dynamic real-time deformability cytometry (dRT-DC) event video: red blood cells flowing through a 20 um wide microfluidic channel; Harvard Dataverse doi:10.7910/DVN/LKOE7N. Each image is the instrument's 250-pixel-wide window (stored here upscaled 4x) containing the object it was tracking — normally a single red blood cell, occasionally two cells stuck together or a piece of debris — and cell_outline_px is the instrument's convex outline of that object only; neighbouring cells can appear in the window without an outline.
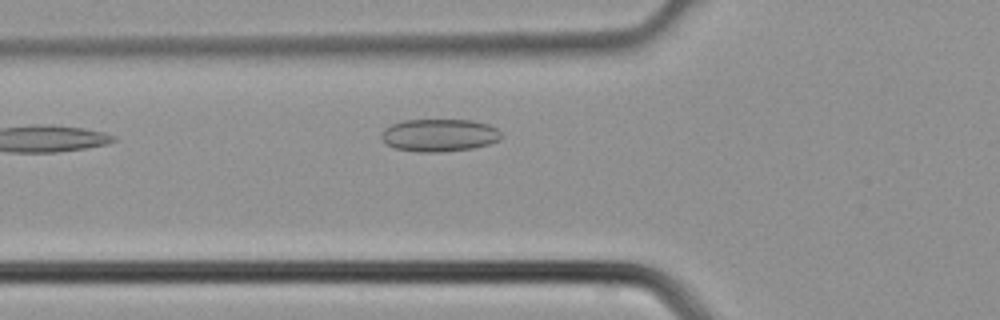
{"species": "common noctule bat (a hibernating species)", "species_latin": "Nyctalus noctula", "temperature_condition": "cold", "stored_images_in_passage": 3, "camera_frame_rate_fps": 3000, "um_per_image_px": 0.085, "animal": {"sex": "male", "body_mass_g": 21.5, "forearm_length_mm": 52.0}, "frame": {"image": 1, "passage_image": 3, "time_ms": 0.667, "image_size_px": [1000, 320], "cell_outline_px": [[504, 136], [500, 140], [488, 144], [472, 148], [440, 152], [416, 152], [396, 148], [384, 144], [380, 140], [380, 132], [384, 128], [392, 124], [404, 120], [472, 120], [488, 124], [496, 128]], "centroid_in_image_um": [37.3, 11.49], "position_along_channel_um": 88.5, "area_um2": 23.06}}